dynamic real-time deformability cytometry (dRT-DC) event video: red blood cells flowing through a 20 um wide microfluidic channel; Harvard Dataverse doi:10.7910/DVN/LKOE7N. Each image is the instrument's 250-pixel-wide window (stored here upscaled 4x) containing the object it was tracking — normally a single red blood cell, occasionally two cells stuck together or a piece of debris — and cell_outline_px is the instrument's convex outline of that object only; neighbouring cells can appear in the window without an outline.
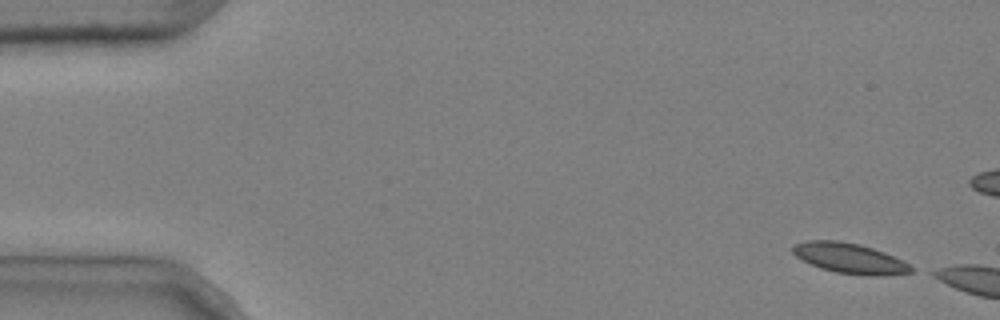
{"species": "common noctule bat (a hibernating species)", "species_latin": "Nyctalus noctula", "temperature_condition": "cold", "stored_images_in_passage": 4, "camera_frame_rate_fps": 3000, "um_per_image_px": 0.085, "animal": {"sex": "male", "body_mass_g": 20.4}, "frame": {"image": 1, "passage_image": 1, "time_ms": 0.0, "image_size_px": [1000, 320], "cell_outline_px": [[912, 272], [884, 276], [864, 276], [836, 272], [820, 268], [796, 256], [792, 252], [792, 244], [808, 240], [840, 240], [860, 244], [884, 252], [904, 260], [912, 268]], "centroid_in_image_um": [72.23, 21.95], "position_along_channel_um": 12.8, "area_um2": 21.04}}